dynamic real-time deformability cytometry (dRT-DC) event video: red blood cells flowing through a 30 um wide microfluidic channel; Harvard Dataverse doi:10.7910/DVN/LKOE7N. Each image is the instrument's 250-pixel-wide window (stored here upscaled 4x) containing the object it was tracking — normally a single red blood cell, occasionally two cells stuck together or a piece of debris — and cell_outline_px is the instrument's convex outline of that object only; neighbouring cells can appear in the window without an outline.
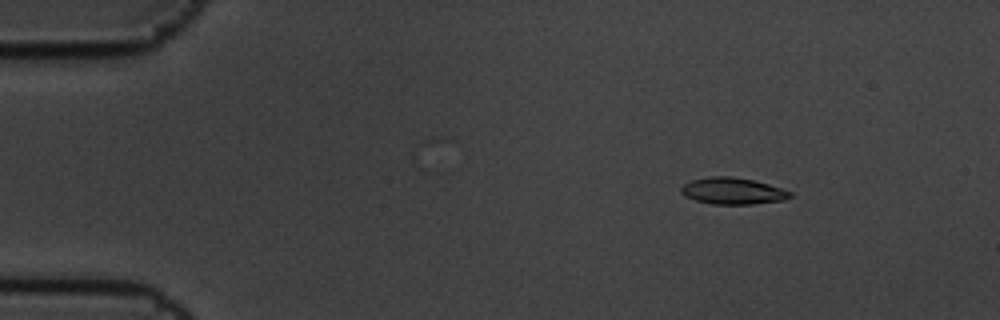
{"species": "common noctule bat (a hibernating species)", "species_latin": "Nyctalus noctula", "temperature_condition": "cold", "stored_images_in_passage": 9, "camera_frame_rate_fps": 3000, "um_per_image_px": 0.085, "animal": {"sex": "male", "body_mass_g": 19.5, "forearm_length_mm": 54.6}, "frame": {"image": 1, "passage_image": 3, "time_ms": 0.667, "image_size_px": [1000, 320], "cell_outline_px": [[792, 196], [784, 200], [752, 204], [712, 204], [696, 200], [684, 196], [680, 192], [680, 188], [684, 184], [692, 180], [708, 176], [728, 176], [752, 180], [768, 184], [792, 192]], "centroid_in_image_um": [62.25, 16.23], "position_along_channel_um": 22.7, "area_um2": 16.82}}
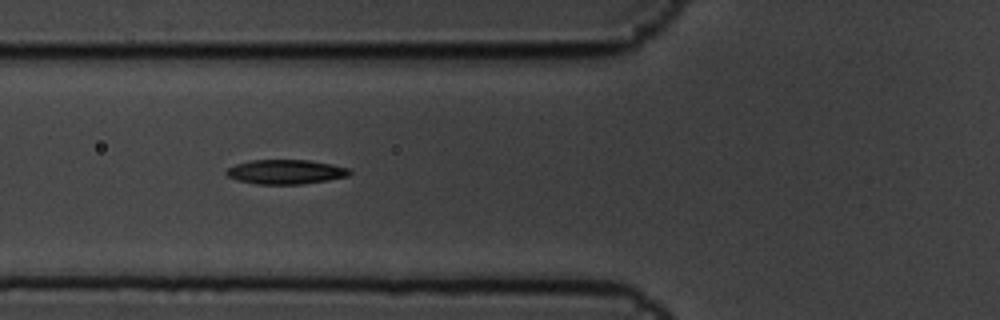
{"frame": {"image": 2, "passage_image": 7, "time_ms": 2.0, "image_size_px": [1000, 320], "cell_outline_px": [[352, 172], [348, 176], [328, 180], [300, 184], [256, 184], [236, 180], [228, 176], [224, 172], [228, 168], [236, 164], [252, 160], [308, 160], [332, 164], [348, 168]], "centroid_in_image_um": [24.27, 14.61], "position_along_channel_um": 101.5, "area_um2": 17.51}}
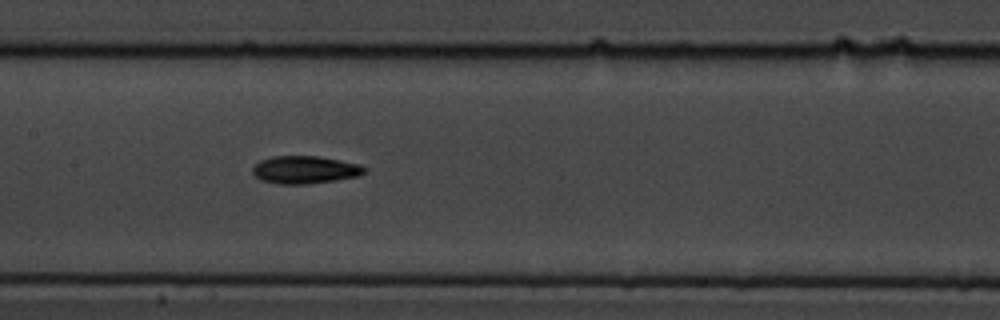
{"frame": {"image": 3, "passage_image": 9, "time_ms": 2.667, "image_size_px": [1000, 320], "cell_outline_px": [[368, 172], [360, 176], [336, 180], [308, 184], [276, 184], [260, 180], [252, 172], [252, 168], [260, 160], [272, 156], [316, 156], [360, 164], [368, 168]], "centroid_in_image_um": [25.95, 14.44], "position_along_channel_um": 181.5, "area_um2": 18.26}}